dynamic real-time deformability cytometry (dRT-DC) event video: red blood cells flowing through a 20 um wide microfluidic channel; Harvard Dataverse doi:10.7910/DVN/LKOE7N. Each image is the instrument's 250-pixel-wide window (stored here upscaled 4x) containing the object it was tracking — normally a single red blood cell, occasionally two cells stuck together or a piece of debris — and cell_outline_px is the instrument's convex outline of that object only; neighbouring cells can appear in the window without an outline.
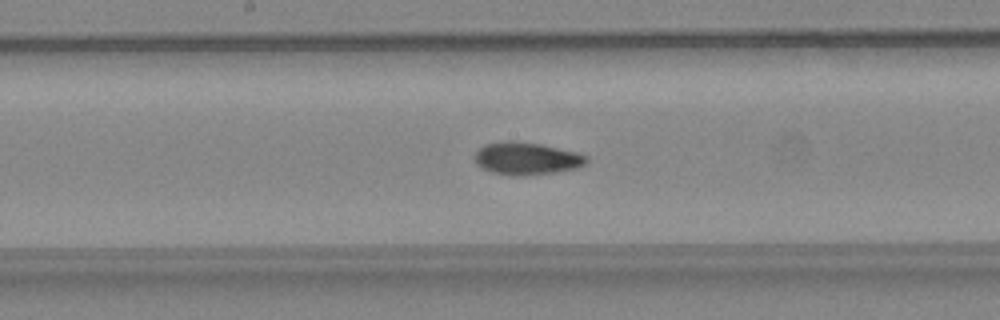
{"species": "common noctule bat (a hibernating species)", "species_latin": "Nyctalus noctula", "temperature_condition": "warm", "stored_images_in_passage": 33, "segment_of_instrument_passage": [1, 2], "camera_frame_rate_fps": 3000, "um_per_image_px": 0.085, "animal": {"sex": "female", "body_mass_g": 24.6, "forearm_length_mm": 56.2}, "frame": {"image": 1, "passage_image": 10, "time_ms": 3.0, "image_size_px": [1000, 320], "cell_outline_px": [[588, 164], [576, 168], [556, 172], [524, 176], [512, 176], [492, 172], [480, 168], [476, 164], [476, 152], [484, 144], [508, 140], [512, 140], [540, 144], [576, 152], [588, 156]], "centroid_in_image_um": [44.77, 13.48], "position_along_channel_um": 203.4, "area_um2": 21.33}}
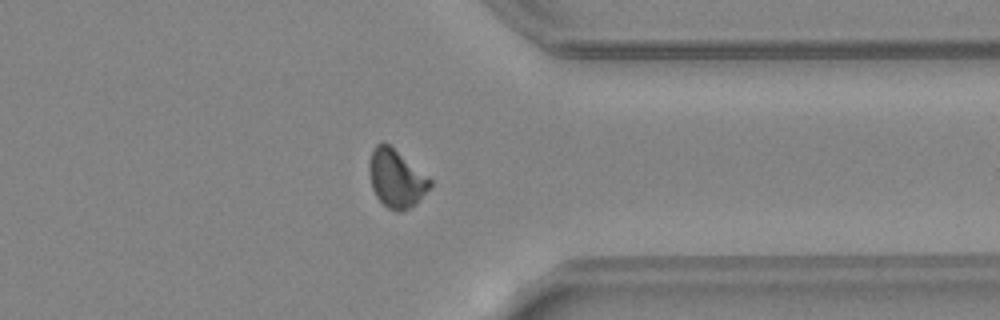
{"frame": {"image": 2, "passage_image": 22, "time_ms": 7.0, "image_size_px": [1000, 320], "cell_outline_px": [[432, 184], [416, 204], [400, 212], [396, 212], [388, 208], [376, 196], [372, 188], [368, 172], [368, 164], [372, 148], [376, 144], [384, 140], [432, 180]], "centroid_in_image_um": [33.64, 15.15], "position_along_channel_um": 377.8, "area_um2": 20.58}}
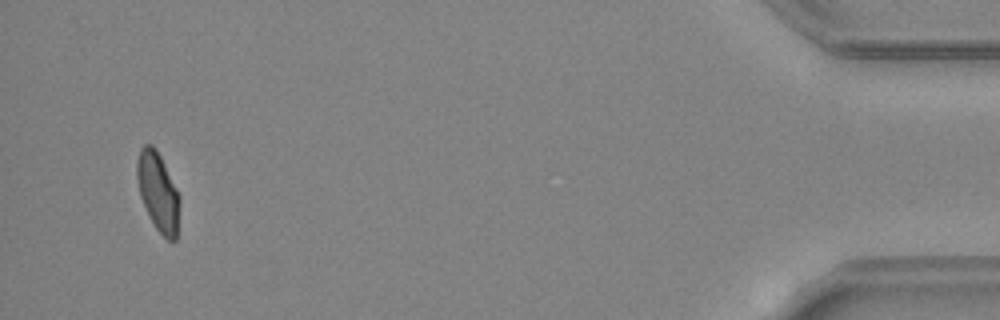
{"frame": {"image": 3, "passage_image": 30, "time_ms": 9.667, "image_size_px": [1000, 320], "cell_outline_px": [[180, 204], [176, 240], [168, 240], [156, 228], [140, 196], [136, 180], [136, 160], [140, 148], [144, 144], [152, 144], [156, 148], [180, 196]], "centroid_in_image_um": [13.42, 16.26], "position_along_channel_um": 421.8, "area_um2": 19.48}}